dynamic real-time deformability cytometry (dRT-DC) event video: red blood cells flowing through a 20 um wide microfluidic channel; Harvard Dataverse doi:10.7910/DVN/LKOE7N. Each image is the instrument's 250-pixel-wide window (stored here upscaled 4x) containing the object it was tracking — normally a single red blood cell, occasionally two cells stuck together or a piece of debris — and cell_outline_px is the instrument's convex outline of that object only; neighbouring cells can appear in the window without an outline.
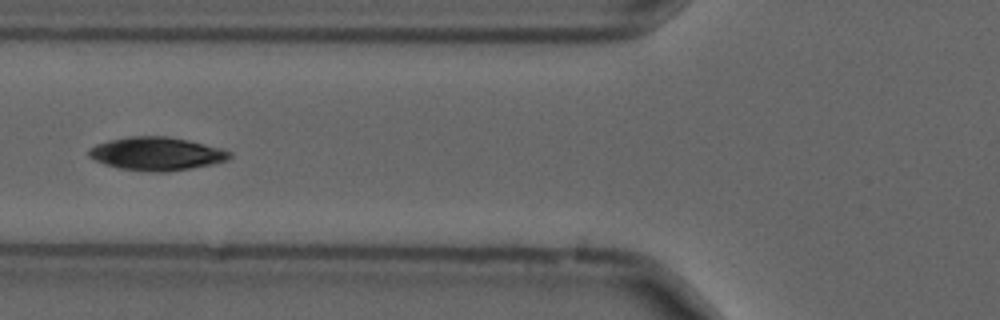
{"species": "common noctule bat (a hibernating species)", "species_latin": "Nyctalus noctula", "temperature_condition": "cold", "stored_images_in_passage": 17, "camera_frame_rate_fps": 3000, "um_per_image_px": 0.085, "animal": {"sex": "male", "forearm_length_mm": 52.5}, "frame": {"image": 1, "passage_image": 8, "time_ms": 2.333, "image_size_px": [1000, 320], "cell_outline_px": [[232, 156], [228, 160], [212, 164], [168, 172], [156, 172], [120, 168], [104, 164], [88, 156], [88, 148], [96, 144], [108, 140], [128, 136], [168, 136], [188, 140], [220, 148], [232, 152]], "centroid_in_image_um": [13.3, 13.06], "position_along_channel_um": 112.5, "area_um2": 27.28}}